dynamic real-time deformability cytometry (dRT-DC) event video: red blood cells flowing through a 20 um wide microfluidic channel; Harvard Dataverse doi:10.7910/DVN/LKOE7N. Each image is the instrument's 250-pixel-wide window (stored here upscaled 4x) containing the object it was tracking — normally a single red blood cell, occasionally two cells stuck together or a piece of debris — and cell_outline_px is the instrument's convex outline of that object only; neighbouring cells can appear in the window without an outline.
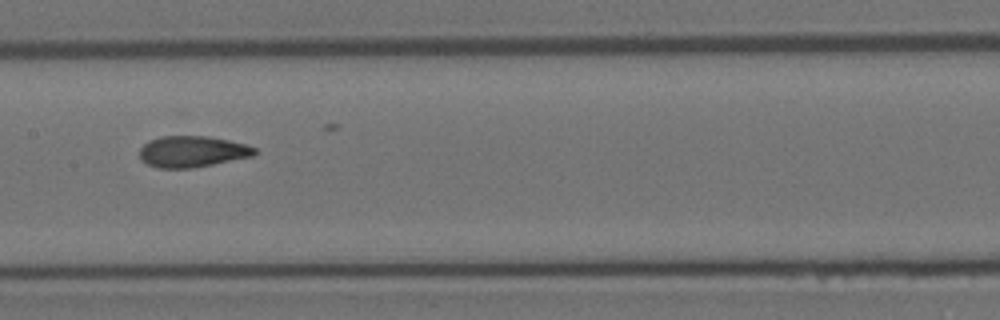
{"species": "Egyptian fruit bat (a non-hibernating species)", "species_latin": "Rousettus aegyptiacus", "temperature_condition": "room temperature", "stored_images_in_passage": 9, "camera_frame_rate_fps": 3000, "um_per_image_px": 0.085, "animal": {"sex": "female"}, "frame": {"image": 1, "passage_image": 6, "time_ms": 1.667, "image_size_px": [1000, 320], "cell_outline_px": [[256, 152], [252, 156], [192, 168], [156, 168], [140, 160], [140, 148], [148, 140], [160, 136], [208, 136], [228, 140], [244, 144], [256, 148]], "centroid_in_image_um": [16.29, 12.88], "position_along_channel_um": 191.1, "area_um2": 20.87}}
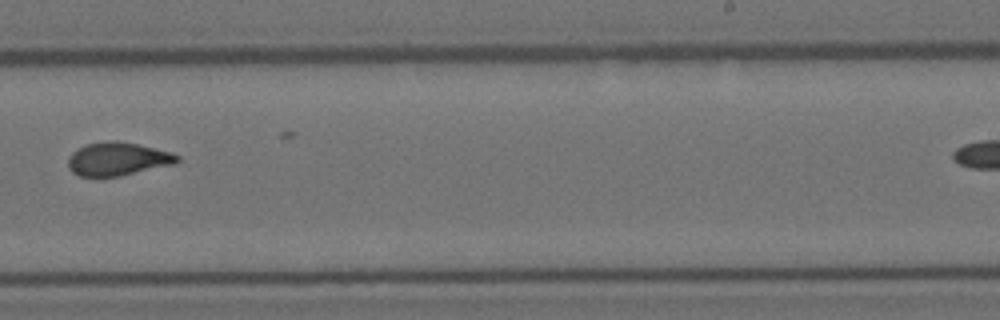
{"frame": {"image": 2, "passage_image": 8, "time_ms": 2.333, "image_size_px": [1000, 320], "cell_outline_px": [[180, 160], [176, 164], [120, 176], [80, 176], [72, 172], [68, 168], [68, 156], [72, 152], [88, 144], [112, 140], [116, 140], [136, 144], [168, 152], [180, 156]], "centroid_in_image_um": [10.0, 13.52], "position_along_channel_um": 279.0, "area_um2": 20.98}}
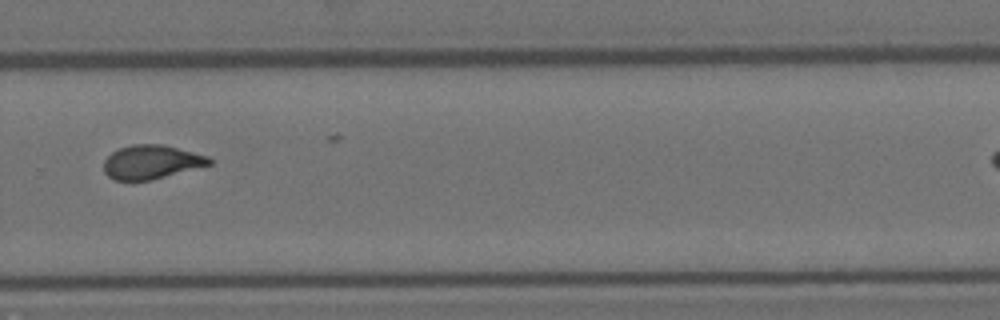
{"frame": {"image": 3, "passage_image": 9, "time_ms": 2.667, "image_size_px": [1000, 320], "cell_outline_px": [[212, 164], [152, 180], [116, 180], [108, 176], [104, 172], [104, 160], [112, 152], [120, 148], [132, 144], [160, 144], [208, 156], [212, 160]], "centroid_in_image_um": [12.85, 13.78], "position_along_channel_um": 316.9, "area_um2": 20.63}}